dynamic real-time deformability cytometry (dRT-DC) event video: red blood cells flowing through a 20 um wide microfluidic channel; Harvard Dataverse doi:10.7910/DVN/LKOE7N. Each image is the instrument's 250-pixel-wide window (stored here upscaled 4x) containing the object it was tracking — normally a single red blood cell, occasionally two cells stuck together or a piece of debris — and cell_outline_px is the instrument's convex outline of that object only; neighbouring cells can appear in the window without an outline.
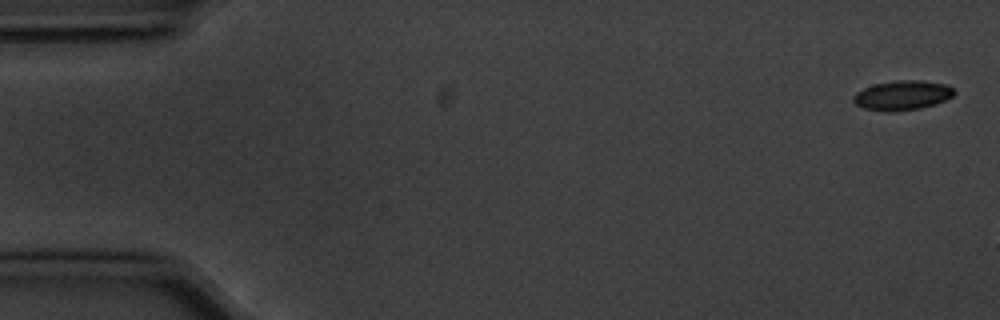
{"species": "common noctule bat (a hibernating species)", "species_latin": "Nyctalus noctula", "temperature_condition": "cold", "stored_images_in_passage": 3, "camera_frame_rate_fps": 3000, "um_per_image_px": 0.085, "animal": {"sex": "male", "body_mass_g": 20.1, "forearm_length_mm": 53.5}, "frame": {"image": 1, "passage_image": 1, "time_ms": 0.0, "image_size_px": [1000, 320], "cell_outline_px": [[956, 92], [952, 96], [936, 104], [920, 108], [896, 112], [884, 112], [864, 108], [856, 104], [852, 100], [852, 96], [856, 92], [864, 88], [876, 84], [896, 80], [920, 80], [948, 84]], "centroid_in_image_um": [76.7, 8.11], "position_along_channel_um": 8.3, "area_um2": 17.51}}